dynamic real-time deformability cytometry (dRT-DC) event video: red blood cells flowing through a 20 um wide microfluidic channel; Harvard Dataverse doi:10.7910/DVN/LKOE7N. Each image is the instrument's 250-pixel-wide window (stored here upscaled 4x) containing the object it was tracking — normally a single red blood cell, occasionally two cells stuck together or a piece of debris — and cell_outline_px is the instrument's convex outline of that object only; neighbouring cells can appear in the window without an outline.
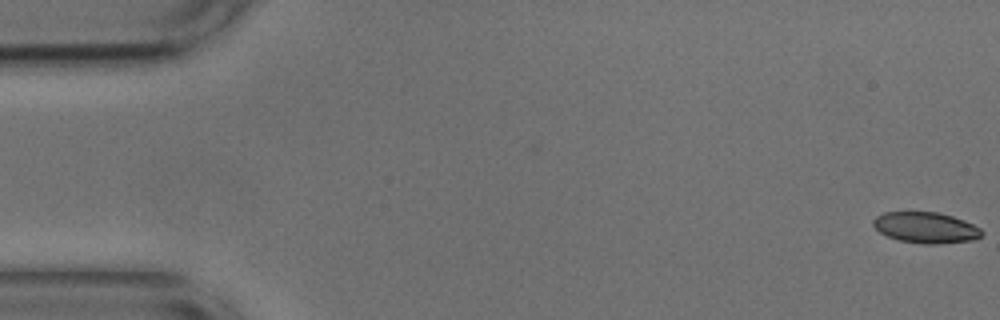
{"species": "common noctule bat (a hibernating species)", "species_latin": "Nyctalus noctula", "temperature_condition": "cold", "stored_images_in_passage": 16, "camera_frame_rate_fps": 3000, "um_per_image_px": 0.085, "animal": {"sex": "male", "body_mass_g": 17.9, "forearm_length_mm": 54.2}, "frame": {"image": 1, "passage_image": 1, "time_ms": 0.0, "image_size_px": [1000, 320], "cell_outline_px": [[984, 232], [980, 236], [972, 240], [940, 244], [924, 244], [900, 240], [888, 236], [880, 232], [872, 224], [872, 220], [876, 216], [884, 212], [936, 212], [952, 216], [964, 220], [980, 228]], "centroid_in_image_um": [78.69, 19.34], "position_along_channel_um": 6.3, "area_um2": 19.48}}
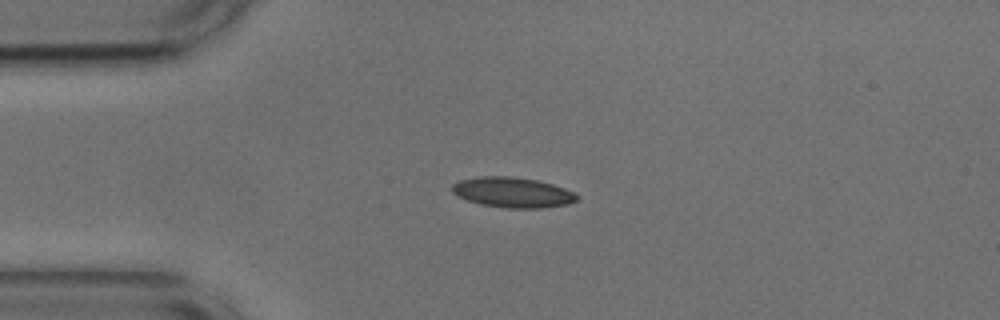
{"frame": {"image": 2, "passage_image": 13, "time_ms": 4.0, "image_size_px": [1000, 320], "cell_outline_px": [[580, 196], [576, 200], [568, 204], [540, 208], [504, 208], [480, 204], [456, 196], [452, 192], [452, 184], [460, 180], [480, 176], [508, 176], [536, 180], [552, 184], [576, 192]], "centroid_in_image_um": [43.57, 16.36], "position_along_channel_um": 41.4, "area_um2": 22.08}}